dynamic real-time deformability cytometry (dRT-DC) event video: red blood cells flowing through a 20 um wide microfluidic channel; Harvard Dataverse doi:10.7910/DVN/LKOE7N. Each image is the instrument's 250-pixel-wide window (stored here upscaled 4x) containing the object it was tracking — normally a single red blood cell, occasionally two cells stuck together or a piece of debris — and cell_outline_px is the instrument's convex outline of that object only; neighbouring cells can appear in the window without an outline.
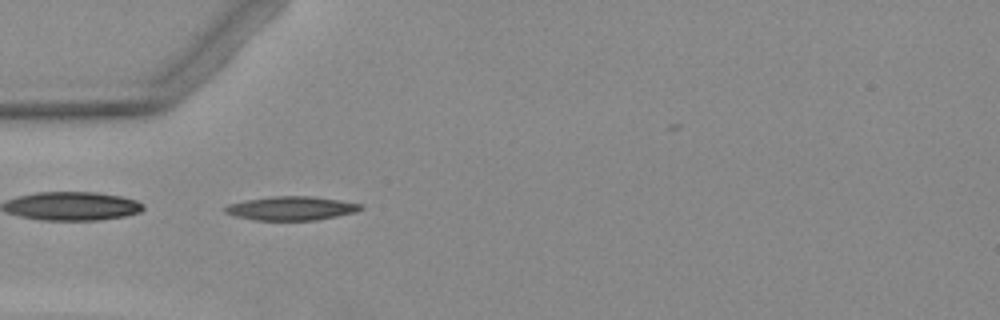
{"species": "Egyptian fruit bat (a non-hibernating species)", "species_latin": "Rousettus aegyptiacus", "temperature_condition": "warm", "stored_images_in_passage": 2, "camera_frame_rate_fps": 3000, "um_per_image_px": 0.085, "animal": {"sex": "female"}, "frame": {"image": 1, "passage_image": 1, "time_ms": 0.0, "image_size_px": [1000, 320], "cell_outline_px": [[364, 208], [356, 212], [316, 220], [256, 220], [236, 216], [224, 212], [224, 208], [228, 204], [244, 200], [272, 196], [312, 196], [340, 200], [364, 204]], "centroid_in_image_um": [24.78, 17.7], "position_along_channel_um": 60.2, "area_um2": 18.9}}